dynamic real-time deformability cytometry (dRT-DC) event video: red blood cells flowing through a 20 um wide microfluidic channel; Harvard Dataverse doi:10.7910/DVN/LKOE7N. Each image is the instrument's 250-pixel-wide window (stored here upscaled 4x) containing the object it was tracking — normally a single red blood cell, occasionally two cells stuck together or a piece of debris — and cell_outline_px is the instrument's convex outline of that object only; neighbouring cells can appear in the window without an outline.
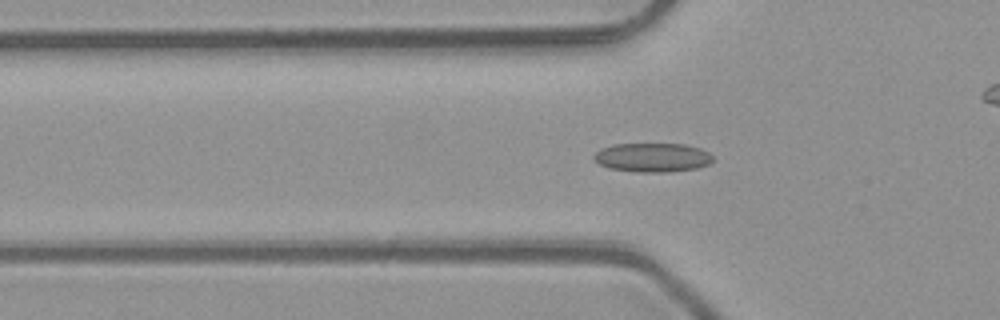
{"species": "common noctule bat (a hibernating species)", "species_latin": "Nyctalus noctula", "temperature_condition": "room temperature", "stored_images_in_passage": 50, "camera_frame_rate_fps": 3000, "um_per_image_px": 0.085, "animal": {"sex": "male", "body_mass_g": 23.1, "forearm_length_mm": 52.7}, "frame": {"image": 1, "passage_image": 16, "time_ms": 5.0, "image_size_px": [1000, 320], "cell_outline_px": [[712, 160], [708, 164], [696, 168], [668, 172], [636, 172], [608, 168], [592, 160], [592, 156], [600, 148], [612, 144], [684, 144], [700, 148], [708, 152], [712, 156]], "centroid_in_image_um": [55.4, 13.38], "position_along_channel_um": 70.4, "area_um2": 20.23}}
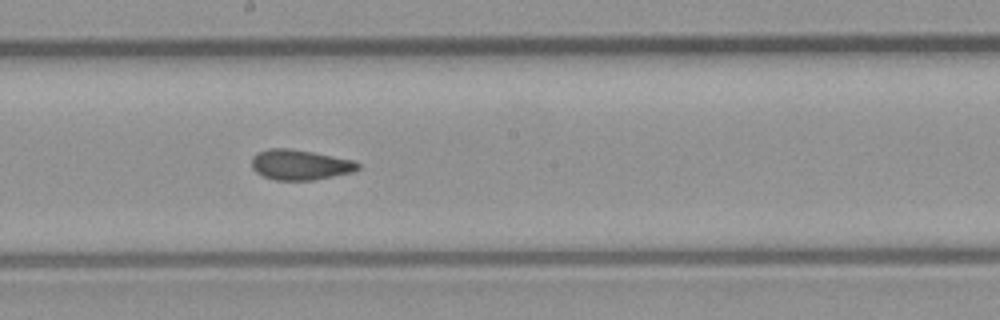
{"frame": {"image": 2, "passage_image": 27, "time_ms": 8.667, "image_size_px": [1000, 320], "cell_outline_px": [[360, 168], [356, 172], [312, 180], [276, 180], [264, 176], [256, 172], [252, 168], [252, 156], [256, 152], [268, 148], [288, 148], [312, 152], [352, 160], [360, 164]], "centroid_in_image_um": [25.5, 14.0], "position_along_channel_um": 222.7, "area_um2": 18.79}}
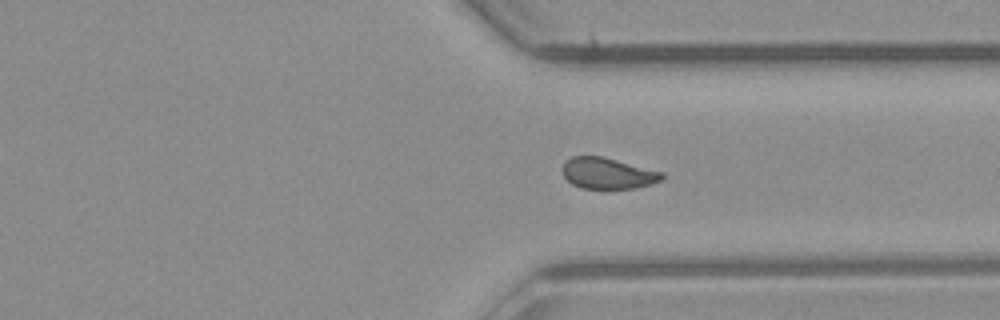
{"frame": {"image": 3, "passage_image": 37, "time_ms": 12.0, "image_size_px": [1000, 320], "cell_outline_px": [[664, 180], [652, 184], [636, 188], [580, 188], [572, 184], [564, 176], [564, 160], [572, 156], [604, 156], [664, 172]], "centroid_in_image_um": [51.71, 14.72], "position_along_channel_um": 359.7, "area_um2": 18.21}, "authors_computed_cell_mechanics": {"area_um2": 18.9006, "velocity_mm_per_s": 4.1219, "shape_relaxation_time_tau1_ms": null, "shape_relaxation_time_tau2_ms": 1.4025, "deformation_change_tau1": null, "deformation_change_tau2": 0.0568}}